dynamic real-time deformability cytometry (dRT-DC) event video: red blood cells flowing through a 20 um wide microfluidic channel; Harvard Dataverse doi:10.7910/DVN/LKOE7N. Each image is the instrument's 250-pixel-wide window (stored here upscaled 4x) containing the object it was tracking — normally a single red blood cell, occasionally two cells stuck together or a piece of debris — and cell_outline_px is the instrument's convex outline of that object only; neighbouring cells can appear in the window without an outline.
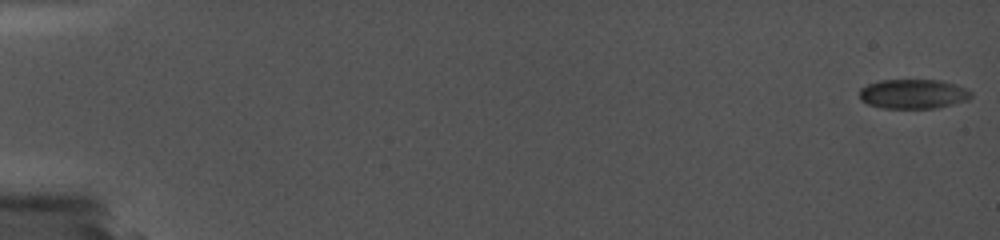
{"species": "common noctule bat (a hibernating species)", "species_latin": "Nyctalus noctula", "temperature_condition": "cold", "stored_images_in_passage": 49, "camera_frame_rate_fps": 5000, "um_per_image_px": 0.085, "animal": {"sex": "female", "body_mass_g": 19.0, "forearm_length_mm": 56.7}, "frame": {"image": 1, "passage_image": 1, "time_ms": 0.0, "image_size_px": [1000, 240], "cell_outline_px": [[972, 96], [968, 100], [936, 108], [884, 108], [868, 104], [860, 100], [860, 88], [868, 84], [880, 80], [940, 80], [956, 84], [972, 92]], "centroid_in_image_um": [77.62, 7.98], "position_along_channel_um": 7.4, "area_um2": 19.19}}
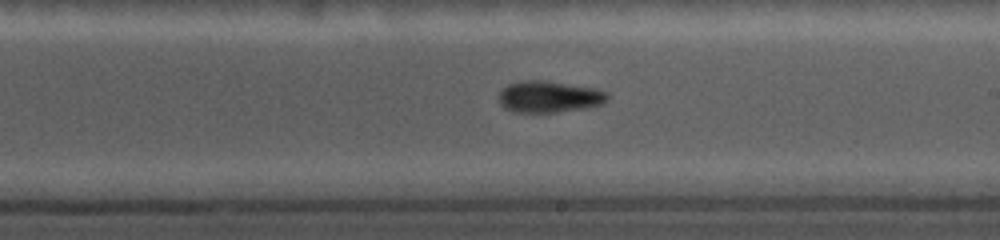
{"frame": {"image": 2, "passage_image": 32, "time_ms": 11.2, "image_size_px": [1000, 240], "cell_outline_px": [[608, 100], [604, 104], [584, 108], [556, 112], [512, 112], [504, 108], [500, 104], [500, 92], [508, 84], [520, 80], [544, 80], [596, 88], [608, 92]], "centroid_in_image_um": [46.7, 8.22], "position_along_channel_um": 242.3, "area_um2": 20.11}}
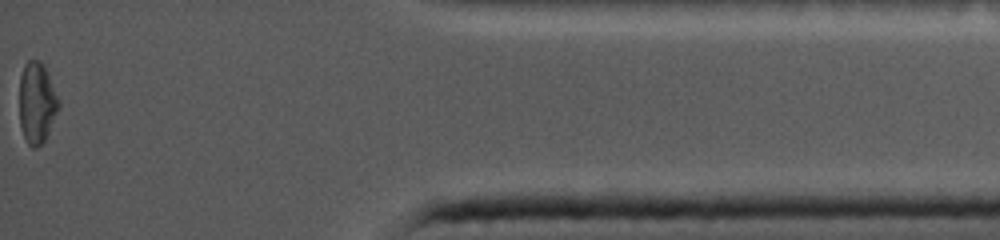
{"frame": {"image": 3, "passage_image": 49, "time_ms": 17.2, "image_size_px": [1000, 240], "cell_outline_px": [[60, 108], [44, 140], [36, 148], [32, 148], [28, 144], [20, 128], [20, 76], [24, 64], [28, 60], [40, 60], [60, 100]], "centroid_in_image_um": [3.13, 8.75], "position_along_channel_um": 432.1, "area_um2": 18.44}}